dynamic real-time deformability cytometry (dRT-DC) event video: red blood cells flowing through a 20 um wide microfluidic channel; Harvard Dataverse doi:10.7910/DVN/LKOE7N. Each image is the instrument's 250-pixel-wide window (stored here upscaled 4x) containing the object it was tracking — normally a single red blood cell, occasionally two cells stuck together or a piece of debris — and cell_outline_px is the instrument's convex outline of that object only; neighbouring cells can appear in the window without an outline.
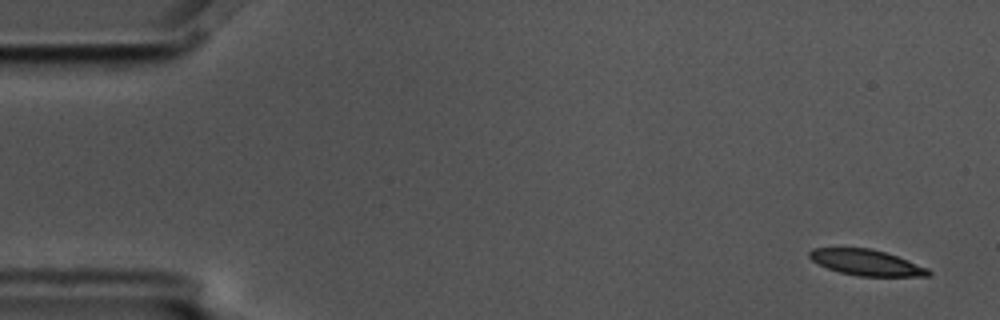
{"species": "common noctule bat (a hibernating species)", "species_latin": "Nyctalus noctula", "temperature_condition": "cold", "stored_images_in_passage": 5, "camera_frame_rate_fps": 3000, "um_per_image_px": 0.085, "animal": {"sex": "male", "body_mass_g": 17.5, "forearm_length_mm": 52.3}, "frame": {"image": 1, "passage_image": 1, "time_ms": 0.0, "image_size_px": [1000, 320], "cell_outline_px": [[932, 276], [860, 276], [840, 272], [828, 268], [812, 260], [808, 256], [808, 252], [812, 248], [868, 248], [884, 252], [896, 256], [928, 268], [932, 272]], "centroid_in_image_um": [73.65, 22.32], "position_along_channel_um": 11.4, "area_um2": 17.69}}